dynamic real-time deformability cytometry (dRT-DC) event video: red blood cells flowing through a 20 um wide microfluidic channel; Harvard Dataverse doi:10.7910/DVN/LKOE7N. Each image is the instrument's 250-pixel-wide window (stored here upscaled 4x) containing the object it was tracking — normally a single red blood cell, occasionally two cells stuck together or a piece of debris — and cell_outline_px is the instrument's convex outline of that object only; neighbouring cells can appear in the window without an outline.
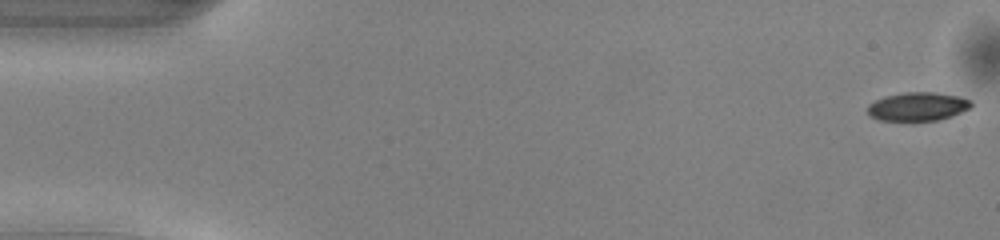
{"species": "common noctule bat (a hibernating species)", "species_latin": "Nyctalus noctula", "temperature_condition": "warm", "stored_images_in_passage": 50, "camera_frame_rate_fps": 3000, "um_per_image_px": 0.085, "animal": {"sex": "male", "body_mass_g": 13.0, "forearm_length_mm": 53.1}, "frame": {"image": 1, "passage_image": 1, "time_ms": 0.0, "image_size_px": [1000, 240], "cell_outline_px": [[972, 104], [968, 108], [952, 116], [936, 120], [912, 124], [876, 120], [868, 116], [868, 104], [884, 96], [904, 92], [936, 92], [960, 96], [972, 100]], "centroid_in_image_um": [77.95, 9.1], "position_along_channel_um": 7.1, "area_um2": 18.15}}
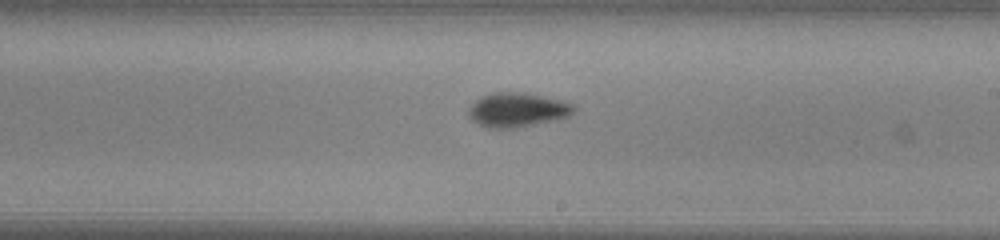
{"frame": {"image": 2, "passage_image": 29, "time_ms": 9.333, "image_size_px": [1000, 240], "cell_outline_px": [[576, 108], [568, 116], [552, 120], [512, 128], [488, 128], [476, 124], [468, 116], [468, 108], [480, 96], [492, 92], [524, 92], [560, 100], [572, 104]], "centroid_in_image_um": [43.89, 9.33], "position_along_channel_um": 245.1, "area_um2": 20.87}}
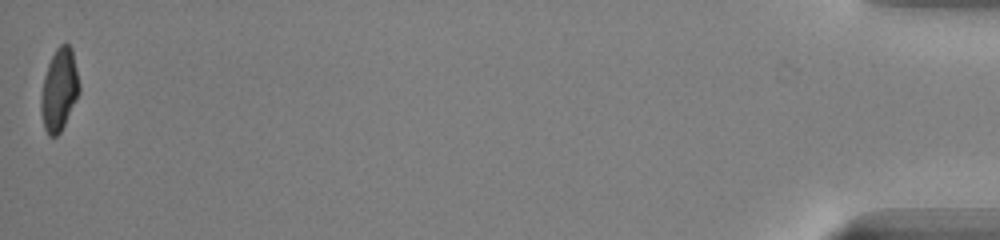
{"frame": {"image": 3, "passage_image": 50, "time_ms": 16.333, "image_size_px": [1000, 240], "cell_outline_px": [[80, 92], [60, 132], [56, 136], [48, 136], [44, 128], [40, 112], [40, 96], [44, 76], [48, 64], [56, 48], [60, 44], [68, 44], [72, 48], [80, 84]], "centroid_in_image_um": [5.02, 7.63], "position_along_channel_um": 430.2, "area_um2": 18.44}, "authors_computed_cell_mechanics": {"area_um2": 19.2185, "velocity_mm_per_s": 4.1144, "shape_relaxation_time_tau1_ms": 2.8681, "shape_relaxation_time_tau2_ms": 3.4246, "deformation_change_tau1": 0.1327, "deformation_change_tau2": 0.0793}}